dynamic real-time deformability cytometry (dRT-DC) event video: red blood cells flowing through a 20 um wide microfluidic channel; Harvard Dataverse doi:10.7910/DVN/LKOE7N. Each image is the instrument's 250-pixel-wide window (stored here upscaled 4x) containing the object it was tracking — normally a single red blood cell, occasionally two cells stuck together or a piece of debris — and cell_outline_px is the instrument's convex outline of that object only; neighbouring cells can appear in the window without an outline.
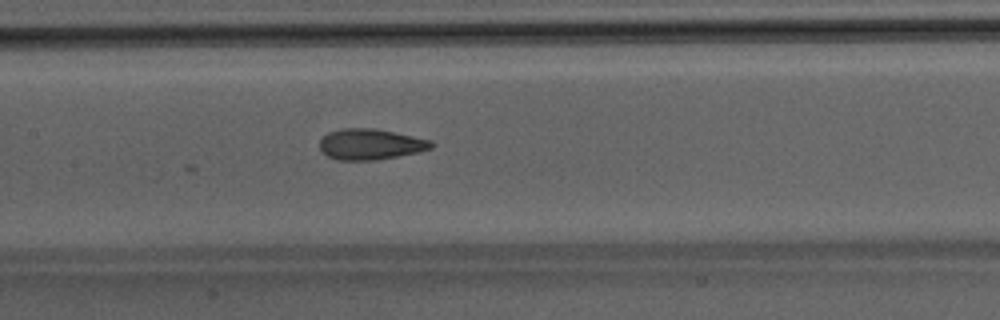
{"species": "Egyptian fruit bat (a non-hibernating species)", "species_latin": "Rousettus aegyptiacus", "temperature_condition": "room temperature", "stored_images_in_passage": 6, "camera_frame_rate_fps": 3000, "um_per_image_px": 0.085, "animal": {"sex": "male"}, "frame": {"image": 1, "passage_image": 6, "time_ms": 5.667, "image_size_px": [1000, 320], "cell_outline_px": [[436, 144], [432, 148], [416, 152], [376, 160], [340, 160], [328, 156], [320, 148], [320, 140], [328, 132], [344, 128], [376, 128], [432, 140]], "centroid_in_image_um": [31.51, 12.25], "position_along_channel_um": 175.9, "area_um2": 19.94}}